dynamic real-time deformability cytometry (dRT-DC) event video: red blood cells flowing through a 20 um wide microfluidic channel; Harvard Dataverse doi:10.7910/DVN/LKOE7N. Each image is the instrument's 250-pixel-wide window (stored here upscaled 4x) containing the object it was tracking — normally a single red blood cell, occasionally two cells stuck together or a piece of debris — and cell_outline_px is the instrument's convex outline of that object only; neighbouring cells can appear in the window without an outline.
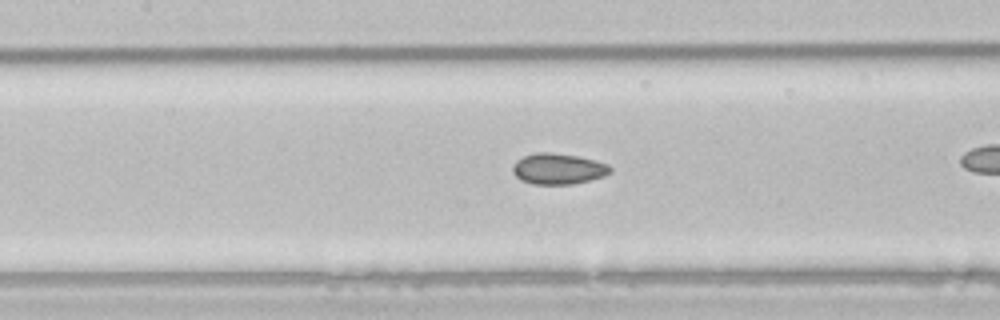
{"species": "common noctule bat (a hibernating species)", "species_latin": "Nyctalus noctula", "temperature_condition": "room temperature", "stored_images_in_passage": 41, "camera_frame_rate_fps": 3000, "um_per_image_px": 0.085, "animal": {"sex": "male", "body_mass_g": 21.5, "forearm_length_mm": 52.0}, "frame": {"image": 1, "passage_image": 24, "time_ms": 7.667, "image_size_px": [1000, 320], "cell_outline_px": [[612, 172], [604, 176], [572, 184], [532, 184], [520, 180], [512, 172], [512, 164], [516, 160], [524, 156], [536, 152], [548, 152], [576, 156], [608, 164], [612, 168]], "centroid_in_image_um": [47.41, 14.35], "position_along_channel_um": 160.0, "area_um2": 17.51}}
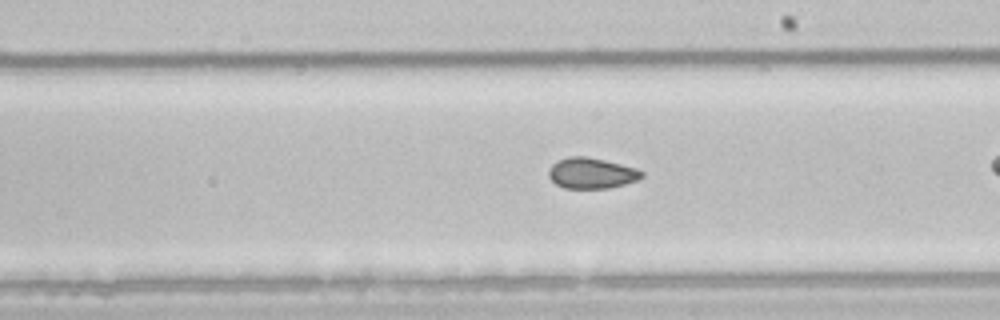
{"frame": {"image": 2, "passage_image": 30, "time_ms": 9.667, "image_size_px": [1000, 320], "cell_outline_px": [[644, 176], [640, 180], [608, 188], [564, 188], [556, 184], [548, 176], [548, 172], [552, 164], [556, 160], [568, 156], [588, 156], [636, 168], [644, 172]], "centroid_in_image_um": [50.28, 14.71], "position_along_channel_um": 238.7, "area_um2": 16.82}}